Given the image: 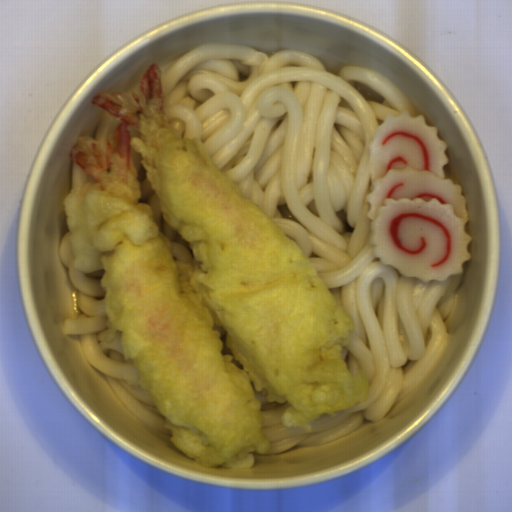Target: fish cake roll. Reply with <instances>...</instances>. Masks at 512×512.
I'll return each instance as SVG.
<instances>
[{
	"mask_svg": "<svg viewBox=\"0 0 512 512\" xmlns=\"http://www.w3.org/2000/svg\"><path fill=\"white\" fill-rule=\"evenodd\" d=\"M447 142L424 115L386 114L370 143L365 198L374 258L424 283L463 274L472 236L461 184L445 178Z\"/></svg>",
	"mask_w": 512,
	"mask_h": 512,
	"instance_id": "1",
	"label": "fish cake roll"
}]
</instances>
